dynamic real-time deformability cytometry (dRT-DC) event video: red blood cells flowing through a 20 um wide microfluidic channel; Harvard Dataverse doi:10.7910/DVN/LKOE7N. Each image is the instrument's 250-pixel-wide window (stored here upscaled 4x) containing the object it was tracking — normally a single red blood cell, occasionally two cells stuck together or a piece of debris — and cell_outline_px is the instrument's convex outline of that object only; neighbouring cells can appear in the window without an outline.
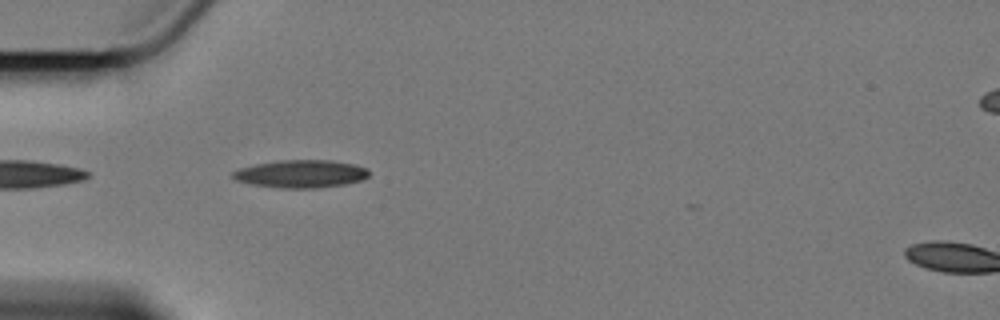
{"species": "Egyptian fruit bat (a non-hibernating species)", "species_latin": "Rousettus aegyptiacus", "temperature_condition": "cold", "stored_images_in_passage": 21, "camera_frame_rate_fps": 3000, "um_per_image_px": 0.085, "animal": {"sex": "female"}, "frame": {"image": 1, "passage_image": 3, "time_ms": 0.667, "image_size_px": [1000, 320], "cell_outline_px": [[368, 176], [360, 180], [344, 184], [316, 188], [280, 188], [252, 184], [236, 180], [232, 176], [232, 172], [240, 168], [256, 164], [280, 160], [332, 160], [356, 164], [368, 168]], "centroid_in_image_um": [25.59, 14.77], "position_along_channel_um": 59.4, "area_um2": 21.96}}
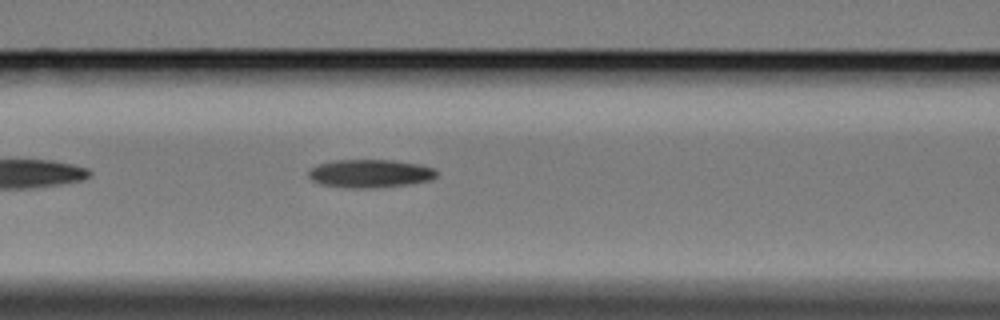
{"frame": {"image": 2, "passage_image": 10, "time_ms": 3.0, "image_size_px": [1000, 320], "cell_outline_px": [[436, 176], [432, 180], [412, 184], [376, 188], [352, 188], [320, 184], [312, 180], [308, 176], [308, 172], [316, 164], [332, 160], [392, 160], [416, 164], [436, 168]], "centroid_in_image_um": [31.46, 14.75], "position_along_channel_um": 135.1, "area_um2": 21.21}}
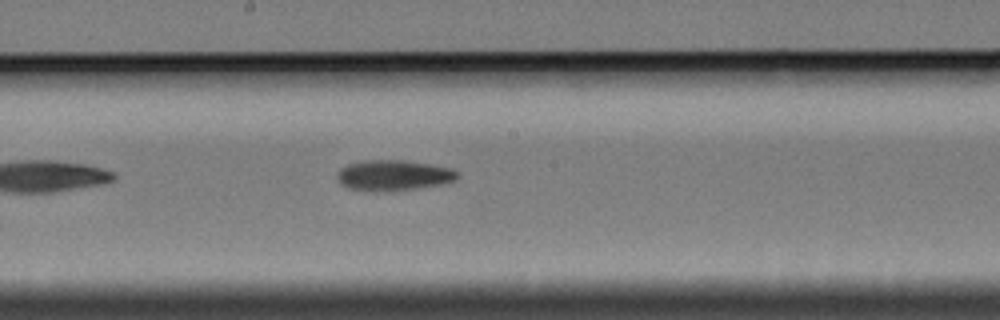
{"frame": {"image": 3, "passage_image": 17, "time_ms": 5.333, "image_size_px": [1000, 320], "cell_outline_px": [[460, 176], [456, 180], [440, 184], [392, 192], [372, 192], [348, 188], [340, 184], [336, 176], [336, 172], [340, 168], [348, 164], [364, 160], [404, 160], [452, 168]], "centroid_in_image_um": [33.4, 14.92], "position_along_channel_um": 214.8, "area_um2": 21.73}}